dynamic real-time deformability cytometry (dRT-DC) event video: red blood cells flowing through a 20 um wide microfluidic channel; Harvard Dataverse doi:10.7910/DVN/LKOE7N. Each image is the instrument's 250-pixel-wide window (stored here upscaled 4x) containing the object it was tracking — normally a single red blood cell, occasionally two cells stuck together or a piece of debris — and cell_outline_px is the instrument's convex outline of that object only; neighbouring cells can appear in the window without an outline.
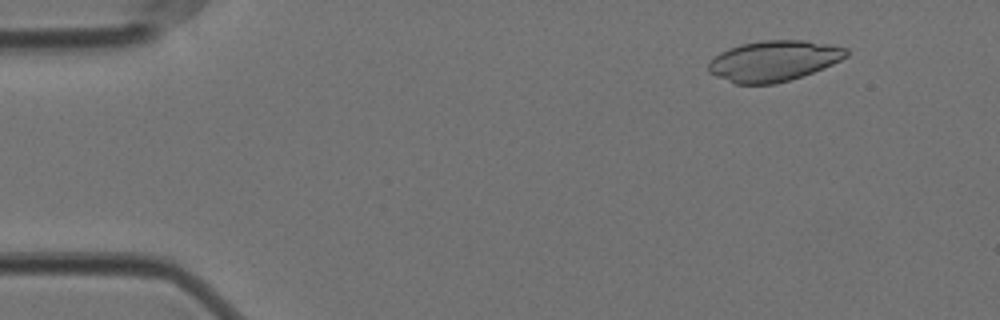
{"species": "Egyptian fruit bat (a non-hibernating species)", "species_latin": "Rousettus aegyptiacus", "temperature_condition": "cold", "stored_images_in_passage": 57, "camera_frame_rate_fps": 3000, "um_per_image_px": 0.085, "animal": {"sex": "female"}, "frame": {"image": 1, "passage_image": 6, "time_ms": 1.667, "image_size_px": [1000, 320], "cell_outline_px": [[848, 56], [824, 68], [776, 84], [736, 84], [716, 76], [708, 72], [708, 64], [720, 52], [740, 44], [760, 40], [804, 40], [828, 44], [848, 48]], "centroid_in_image_um": [65.77, 5.17], "position_along_channel_um": 19.2, "area_um2": 32.54}}
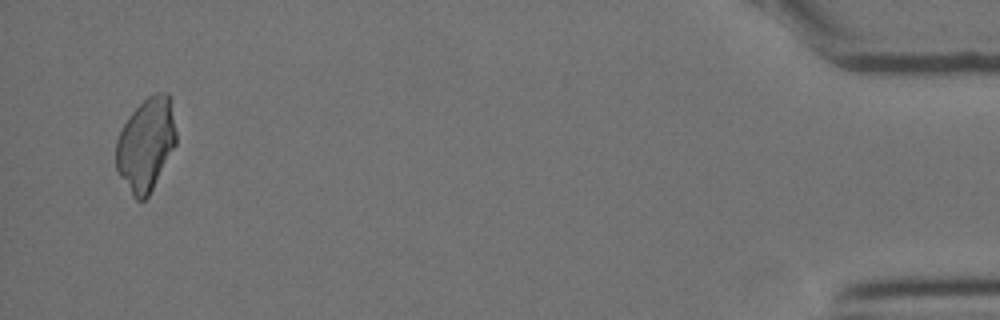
{"frame": {"image": 2, "passage_image": 55, "time_ms": 18.0, "image_size_px": [1000, 320], "cell_outline_px": [[176, 144], [148, 196], [144, 200], [136, 200], [132, 196], [120, 176], [116, 168], [116, 140], [128, 116], [152, 92], [168, 92], [172, 96], [176, 132]], "centroid_in_image_um": [12.43, 12.22], "position_along_channel_um": 422.8, "area_um2": 32.71}}